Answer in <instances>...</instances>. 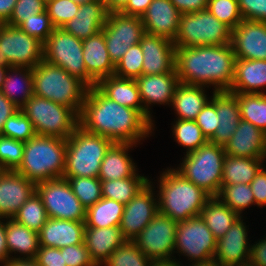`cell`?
Returning <instances> with one entry per match:
<instances>
[{
  "mask_svg": "<svg viewBox=\"0 0 266 266\" xmlns=\"http://www.w3.org/2000/svg\"><path fill=\"white\" fill-rule=\"evenodd\" d=\"M139 110L121 106L96 86L89 87L79 115V126L114 143L137 144L154 129Z\"/></svg>",
  "mask_w": 266,
  "mask_h": 266,
  "instance_id": "1",
  "label": "cell"
},
{
  "mask_svg": "<svg viewBox=\"0 0 266 266\" xmlns=\"http://www.w3.org/2000/svg\"><path fill=\"white\" fill-rule=\"evenodd\" d=\"M235 54L231 44L175 47L179 83L229 91L234 79ZM208 85V86H206Z\"/></svg>",
  "mask_w": 266,
  "mask_h": 266,
  "instance_id": "2",
  "label": "cell"
},
{
  "mask_svg": "<svg viewBox=\"0 0 266 266\" xmlns=\"http://www.w3.org/2000/svg\"><path fill=\"white\" fill-rule=\"evenodd\" d=\"M158 211L174 221H185L199 216L211 196L190 180L185 179L174 168L161 174Z\"/></svg>",
  "mask_w": 266,
  "mask_h": 266,
  "instance_id": "3",
  "label": "cell"
},
{
  "mask_svg": "<svg viewBox=\"0 0 266 266\" xmlns=\"http://www.w3.org/2000/svg\"><path fill=\"white\" fill-rule=\"evenodd\" d=\"M66 149V139L35 135L24 142L23 159L15 171L35 184L62 178Z\"/></svg>",
  "mask_w": 266,
  "mask_h": 266,
  "instance_id": "4",
  "label": "cell"
},
{
  "mask_svg": "<svg viewBox=\"0 0 266 266\" xmlns=\"http://www.w3.org/2000/svg\"><path fill=\"white\" fill-rule=\"evenodd\" d=\"M88 86L62 67L42 60L33 68L34 95L67 106L80 115Z\"/></svg>",
  "mask_w": 266,
  "mask_h": 266,
  "instance_id": "5",
  "label": "cell"
},
{
  "mask_svg": "<svg viewBox=\"0 0 266 266\" xmlns=\"http://www.w3.org/2000/svg\"><path fill=\"white\" fill-rule=\"evenodd\" d=\"M66 143L63 177H98L102 160L114 142L78 126Z\"/></svg>",
  "mask_w": 266,
  "mask_h": 266,
  "instance_id": "6",
  "label": "cell"
},
{
  "mask_svg": "<svg viewBox=\"0 0 266 266\" xmlns=\"http://www.w3.org/2000/svg\"><path fill=\"white\" fill-rule=\"evenodd\" d=\"M225 156L224 146L207 141L197 150L187 153L181 166L175 170L211 197H216L222 186Z\"/></svg>",
  "mask_w": 266,
  "mask_h": 266,
  "instance_id": "7",
  "label": "cell"
},
{
  "mask_svg": "<svg viewBox=\"0 0 266 266\" xmlns=\"http://www.w3.org/2000/svg\"><path fill=\"white\" fill-rule=\"evenodd\" d=\"M36 135L68 139L79 126V115L71 108L33 95L21 108Z\"/></svg>",
  "mask_w": 266,
  "mask_h": 266,
  "instance_id": "8",
  "label": "cell"
},
{
  "mask_svg": "<svg viewBox=\"0 0 266 266\" xmlns=\"http://www.w3.org/2000/svg\"><path fill=\"white\" fill-rule=\"evenodd\" d=\"M175 47L226 45L232 43V29L220 22L207 9L181 14Z\"/></svg>",
  "mask_w": 266,
  "mask_h": 266,
  "instance_id": "9",
  "label": "cell"
},
{
  "mask_svg": "<svg viewBox=\"0 0 266 266\" xmlns=\"http://www.w3.org/2000/svg\"><path fill=\"white\" fill-rule=\"evenodd\" d=\"M43 46L44 61L62 67L88 87L96 86L97 82L86 71L82 40L62 28H55Z\"/></svg>",
  "mask_w": 266,
  "mask_h": 266,
  "instance_id": "10",
  "label": "cell"
},
{
  "mask_svg": "<svg viewBox=\"0 0 266 266\" xmlns=\"http://www.w3.org/2000/svg\"><path fill=\"white\" fill-rule=\"evenodd\" d=\"M43 42L19 27L0 23V66L34 68L43 60Z\"/></svg>",
  "mask_w": 266,
  "mask_h": 266,
  "instance_id": "11",
  "label": "cell"
},
{
  "mask_svg": "<svg viewBox=\"0 0 266 266\" xmlns=\"http://www.w3.org/2000/svg\"><path fill=\"white\" fill-rule=\"evenodd\" d=\"M49 218L85 222L86 208L73 193L67 179L56 178L36 184Z\"/></svg>",
  "mask_w": 266,
  "mask_h": 266,
  "instance_id": "12",
  "label": "cell"
},
{
  "mask_svg": "<svg viewBox=\"0 0 266 266\" xmlns=\"http://www.w3.org/2000/svg\"><path fill=\"white\" fill-rule=\"evenodd\" d=\"M217 239L199 216L179 221L175 232V250L188 257L190 262H206L213 259Z\"/></svg>",
  "mask_w": 266,
  "mask_h": 266,
  "instance_id": "13",
  "label": "cell"
},
{
  "mask_svg": "<svg viewBox=\"0 0 266 266\" xmlns=\"http://www.w3.org/2000/svg\"><path fill=\"white\" fill-rule=\"evenodd\" d=\"M102 31L109 57L115 66L130 47L140 43L145 34L141 17L125 15L120 11L108 13Z\"/></svg>",
  "mask_w": 266,
  "mask_h": 266,
  "instance_id": "14",
  "label": "cell"
},
{
  "mask_svg": "<svg viewBox=\"0 0 266 266\" xmlns=\"http://www.w3.org/2000/svg\"><path fill=\"white\" fill-rule=\"evenodd\" d=\"M177 223L158 211L133 242L152 261L173 260Z\"/></svg>",
  "mask_w": 266,
  "mask_h": 266,
  "instance_id": "15",
  "label": "cell"
},
{
  "mask_svg": "<svg viewBox=\"0 0 266 266\" xmlns=\"http://www.w3.org/2000/svg\"><path fill=\"white\" fill-rule=\"evenodd\" d=\"M151 183L149 181L133 199L124 205L119 228L126 240L133 241L158 213V201L154 197V188Z\"/></svg>",
  "mask_w": 266,
  "mask_h": 266,
  "instance_id": "16",
  "label": "cell"
},
{
  "mask_svg": "<svg viewBox=\"0 0 266 266\" xmlns=\"http://www.w3.org/2000/svg\"><path fill=\"white\" fill-rule=\"evenodd\" d=\"M246 228L240 216L226 234L217 240L213 259L218 266L249 264L251 246L248 244Z\"/></svg>",
  "mask_w": 266,
  "mask_h": 266,
  "instance_id": "17",
  "label": "cell"
},
{
  "mask_svg": "<svg viewBox=\"0 0 266 266\" xmlns=\"http://www.w3.org/2000/svg\"><path fill=\"white\" fill-rule=\"evenodd\" d=\"M36 191V184L13 170H0V219H13Z\"/></svg>",
  "mask_w": 266,
  "mask_h": 266,
  "instance_id": "18",
  "label": "cell"
},
{
  "mask_svg": "<svg viewBox=\"0 0 266 266\" xmlns=\"http://www.w3.org/2000/svg\"><path fill=\"white\" fill-rule=\"evenodd\" d=\"M231 45L236 58L266 60V22L242 20L232 30Z\"/></svg>",
  "mask_w": 266,
  "mask_h": 266,
  "instance_id": "19",
  "label": "cell"
},
{
  "mask_svg": "<svg viewBox=\"0 0 266 266\" xmlns=\"http://www.w3.org/2000/svg\"><path fill=\"white\" fill-rule=\"evenodd\" d=\"M140 46L143 53L142 75L176 72L173 41L145 33Z\"/></svg>",
  "mask_w": 266,
  "mask_h": 266,
  "instance_id": "20",
  "label": "cell"
},
{
  "mask_svg": "<svg viewBox=\"0 0 266 266\" xmlns=\"http://www.w3.org/2000/svg\"><path fill=\"white\" fill-rule=\"evenodd\" d=\"M145 110V117L153 124L149 105L172 104L175 88L179 84L177 72L141 75L135 79Z\"/></svg>",
  "mask_w": 266,
  "mask_h": 266,
  "instance_id": "21",
  "label": "cell"
},
{
  "mask_svg": "<svg viewBox=\"0 0 266 266\" xmlns=\"http://www.w3.org/2000/svg\"><path fill=\"white\" fill-rule=\"evenodd\" d=\"M181 13L170 0H152L141 19L146 34L174 41Z\"/></svg>",
  "mask_w": 266,
  "mask_h": 266,
  "instance_id": "22",
  "label": "cell"
},
{
  "mask_svg": "<svg viewBox=\"0 0 266 266\" xmlns=\"http://www.w3.org/2000/svg\"><path fill=\"white\" fill-rule=\"evenodd\" d=\"M224 150L226 154L235 157L266 158V134L241 119Z\"/></svg>",
  "mask_w": 266,
  "mask_h": 266,
  "instance_id": "23",
  "label": "cell"
},
{
  "mask_svg": "<svg viewBox=\"0 0 266 266\" xmlns=\"http://www.w3.org/2000/svg\"><path fill=\"white\" fill-rule=\"evenodd\" d=\"M85 222L49 218L39 233L40 246L64 248L84 242Z\"/></svg>",
  "mask_w": 266,
  "mask_h": 266,
  "instance_id": "24",
  "label": "cell"
},
{
  "mask_svg": "<svg viewBox=\"0 0 266 266\" xmlns=\"http://www.w3.org/2000/svg\"><path fill=\"white\" fill-rule=\"evenodd\" d=\"M108 13L102 0L82 4L75 17L64 24L62 29L85 40L103 29Z\"/></svg>",
  "mask_w": 266,
  "mask_h": 266,
  "instance_id": "25",
  "label": "cell"
},
{
  "mask_svg": "<svg viewBox=\"0 0 266 266\" xmlns=\"http://www.w3.org/2000/svg\"><path fill=\"white\" fill-rule=\"evenodd\" d=\"M216 112L219 126L215 134L208 141L225 146L231 139L241 120L237 93L217 91Z\"/></svg>",
  "mask_w": 266,
  "mask_h": 266,
  "instance_id": "26",
  "label": "cell"
},
{
  "mask_svg": "<svg viewBox=\"0 0 266 266\" xmlns=\"http://www.w3.org/2000/svg\"><path fill=\"white\" fill-rule=\"evenodd\" d=\"M82 47L86 71L96 82L102 78L114 75L115 65L109 57L102 30L82 40Z\"/></svg>",
  "mask_w": 266,
  "mask_h": 266,
  "instance_id": "27",
  "label": "cell"
},
{
  "mask_svg": "<svg viewBox=\"0 0 266 266\" xmlns=\"http://www.w3.org/2000/svg\"><path fill=\"white\" fill-rule=\"evenodd\" d=\"M125 241L119 226L85 228L84 244L96 266L102 265Z\"/></svg>",
  "mask_w": 266,
  "mask_h": 266,
  "instance_id": "28",
  "label": "cell"
},
{
  "mask_svg": "<svg viewBox=\"0 0 266 266\" xmlns=\"http://www.w3.org/2000/svg\"><path fill=\"white\" fill-rule=\"evenodd\" d=\"M266 86V60H235L234 79L231 93H264L259 91Z\"/></svg>",
  "mask_w": 266,
  "mask_h": 266,
  "instance_id": "29",
  "label": "cell"
},
{
  "mask_svg": "<svg viewBox=\"0 0 266 266\" xmlns=\"http://www.w3.org/2000/svg\"><path fill=\"white\" fill-rule=\"evenodd\" d=\"M135 144L131 143H113L107 150L102 160L100 180H115L129 177H139L137 168L132 158L128 156V149L133 148Z\"/></svg>",
  "mask_w": 266,
  "mask_h": 266,
  "instance_id": "30",
  "label": "cell"
},
{
  "mask_svg": "<svg viewBox=\"0 0 266 266\" xmlns=\"http://www.w3.org/2000/svg\"><path fill=\"white\" fill-rule=\"evenodd\" d=\"M96 87L109 99L121 106L139 110L145 116L139 88L135 79L121 78L116 75L102 78Z\"/></svg>",
  "mask_w": 266,
  "mask_h": 266,
  "instance_id": "31",
  "label": "cell"
},
{
  "mask_svg": "<svg viewBox=\"0 0 266 266\" xmlns=\"http://www.w3.org/2000/svg\"><path fill=\"white\" fill-rule=\"evenodd\" d=\"M204 86L179 83L175 88L172 106L178 118L195 120L202 108L210 101L204 91Z\"/></svg>",
  "mask_w": 266,
  "mask_h": 266,
  "instance_id": "32",
  "label": "cell"
},
{
  "mask_svg": "<svg viewBox=\"0 0 266 266\" xmlns=\"http://www.w3.org/2000/svg\"><path fill=\"white\" fill-rule=\"evenodd\" d=\"M18 90H20L22 94L20 98L17 96V93L19 92ZM0 92L4 94L16 107L21 109L34 95L33 68L25 66L8 67Z\"/></svg>",
  "mask_w": 266,
  "mask_h": 266,
  "instance_id": "33",
  "label": "cell"
},
{
  "mask_svg": "<svg viewBox=\"0 0 266 266\" xmlns=\"http://www.w3.org/2000/svg\"><path fill=\"white\" fill-rule=\"evenodd\" d=\"M6 221V243L9 256L12 252H19L21 255L24 254V257L19 256V259H35L40 248L39 233L17 223L14 219Z\"/></svg>",
  "mask_w": 266,
  "mask_h": 266,
  "instance_id": "34",
  "label": "cell"
},
{
  "mask_svg": "<svg viewBox=\"0 0 266 266\" xmlns=\"http://www.w3.org/2000/svg\"><path fill=\"white\" fill-rule=\"evenodd\" d=\"M265 158L235 157L226 154L223 162L222 186L224 184H250L264 166Z\"/></svg>",
  "mask_w": 266,
  "mask_h": 266,
  "instance_id": "35",
  "label": "cell"
},
{
  "mask_svg": "<svg viewBox=\"0 0 266 266\" xmlns=\"http://www.w3.org/2000/svg\"><path fill=\"white\" fill-rule=\"evenodd\" d=\"M200 216L217 240L224 236L240 217L217 197H211L206 202Z\"/></svg>",
  "mask_w": 266,
  "mask_h": 266,
  "instance_id": "36",
  "label": "cell"
},
{
  "mask_svg": "<svg viewBox=\"0 0 266 266\" xmlns=\"http://www.w3.org/2000/svg\"><path fill=\"white\" fill-rule=\"evenodd\" d=\"M124 205L118 201L101 198L93 206L86 209V228H106L119 226Z\"/></svg>",
  "mask_w": 266,
  "mask_h": 266,
  "instance_id": "37",
  "label": "cell"
},
{
  "mask_svg": "<svg viewBox=\"0 0 266 266\" xmlns=\"http://www.w3.org/2000/svg\"><path fill=\"white\" fill-rule=\"evenodd\" d=\"M148 183L149 179L142 175L124 179L101 180L102 197L126 205Z\"/></svg>",
  "mask_w": 266,
  "mask_h": 266,
  "instance_id": "38",
  "label": "cell"
},
{
  "mask_svg": "<svg viewBox=\"0 0 266 266\" xmlns=\"http://www.w3.org/2000/svg\"><path fill=\"white\" fill-rule=\"evenodd\" d=\"M241 119L266 134V93H237Z\"/></svg>",
  "mask_w": 266,
  "mask_h": 266,
  "instance_id": "39",
  "label": "cell"
},
{
  "mask_svg": "<svg viewBox=\"0 0 266 266\" xmlns=\"http://www.w3.org/2000/svg\"><path fill=\"white\" fill-rule=\"evenodd\" d=\"M13 219L36 232H39L42 226L49 219L46 209L40 196L35 191L32 196L21 206Z\"/></svg>",
  "mask_w": 266,
  "mask_h": 266,
  "instance_id": "40",
  "label": "cell"
},
{
  "mask_svg": "<svg viewBox=\"0 0 266 266\" xmlns=\"http://www.w3.org/2000/svg\"><path fill=\"white\" fill-rule=\"evenodd\" d=\"M216 197L239 216L244 209L255 205L250 184H224Z\"/></svg>",
  "mask_w": 266,
  "mask_h": 266,
  "instance_id": "41",
  "label": "cell"
},
{
  "mask_svg": "<svg viewBox=\"0 0 266 266\" xmlns=\"http://www.w3.org/2000/svg\"><path fill=\"white\" fill-rule=\"evenodd\" d=\"M73 193L87 209L102 198V184L98 177H63Z\"/></svg>",
  "mask_w": 266,
  "mask_h": 266,
  "instance_id": "42",
  "label": "cell"
},
{
  "mask_svg": "<svg viewBox=\"0 0 266 266\" xmlns=\"http://www.w3.org/2000/svg\"><path fill=\"white\" fill-rule=\"evenodd\" d=\"M174 124V138L179 145L187 148L186 154L197 150L208 141L195 120L177 119Z\"/></svg>",
  "mask_w": 266,
  "mask_h": 266,
  "instance_id": "43",
  "label": "cell"
},
{
  "mask_svg": "<svg viewBox=\"0 0 266 266\" xmlns=\"http://www.w3.org/2000/svg\"><path fill=\"white\" fill-rule=\"evenodd\" d=\"M152 260L145 256L133 241L126 240L102 266H149Z\"/></svg>",
  "mask_w": 266,
  "mask_h": 266,
  "instance_id": "44",
  "label": "cell"
},
{
  "mask_svg": "<svg viewBox=\"0 0 266 266\" xmlns=\"http://www.w3.org/2000/svg\"><path fill=\"white\" fill-rule=\"evenodd\" d=\"M143 53L140 43L130 47L115 66L114 75L136 79L142 75Z\"/></svg>",
  "mask_w": 266,
  "mask_h": 266,
  "instance_id": "45",
  "label": "cell"
},
{
  "mask_svg": "<svg viewBox=\"0 0 266 266\" xmlns=\"http://www.w3.org/2000/svg\"><path fill=\"white\" fill-rule=\"evenodd\" d=\"M207 10L232 30L243 20L238 0H208Z\"/></svg>",
  "mask_w": 266,
  "mask_h": 266,
  "instance_id": "46",
  "label": "cell"
},
{
  "mask_svg": "<svg viewBox=\"0 0 266 266\" xmlns=\"http://www.w3.org/2000/svg\"><path fill=\"white\" fill-rule=\"evenodd\" d=\"M0 135L26 142L36 135L32 122L19 109L8 118Z\"/></svg>",
  "mask_w": 266,
  "mask_h": 266,
  "instance_id": "47",
  "label": "cell"
},
{
  "mask_svg": "<svg viewBox=\"0 0 266 266\" xmlns=\"http://www.w3.org/2000/svg\"><path fill=\"white\" fill-rule=\"evenodd\" d=\"M24 142L0 135V170L15 171L22 162Z\"/></svg>",
  "mask_w": 266,
  "mask_h": 266,
  "instance_id": "48",
  "label": "cell"
},
{
  "mask_svg": "<svg viewBox=\"0 0 266 266\" xmlns=\"http://www.w3.org/2000/svg\"><path fill=\"white\" fill-rule=\"evenodd\" d=\"M79 8L80 5L72 0H51L46 3V12L55 28H62L72 20Z\"/></svg>",
  "mask_w": 266,
  "mask_h": 266,
  "instance_id": "49",
  "label": "cell"
},
{
  "mask_svg": "<svg viewBox=\"0 0 266 266\" xmlns=\"http://www.w3.org/2000/svg\"><path fill=\"white\" fill-rule=\"evenodd\" d=\"M18 27L43 43L55 29L46 11L32 15V17L27 18Z\"/></svg>",
  "mask_w": 266,
  "mask_h": 266,
  "instance_id": "50",
  "label": "cell"
},
{
  "mask_svg": "<svg viewBox=\"0 0 266 266\" xmlns=\"http://www.w3.org/2000/svg\"><path fill=\"white\" fill-rule=\"evenodd\" d=\"M43 11H46V3L43 0H17L10 18L5 23L18 27L27 18Z\"/></svg>",
  "mask_w": 266,
  "mask_h": 266,
  "instance_id": "51",
  "label": "cell"
},
{
  "mask_svg": "<svg viewBox=\"0 0 266 266\" xmlns=\"http://www.w3.org/2000/svg\"><path fill=\"white\" fill-rule=\"evenodd\" d=\"M200 111L195 119L197 125L201 128L202 134L209 140L219 126L216 112V92L213 90V96Z\"/></svg>",
  "mask_w": 266,
  "mask_h": 266,
  "instance_id": "52",
  "label": "cell"
},
{
  "mask_svg": "<svg viewBox=\"0 0 266 266\" xmlns=\"http://www.w3.org/2000/svg\"><path fill=\"white\" fill-rule=\"evenodd\" d=\"M60 250L66 266H96L91 260L84 242L77 245H68Z\"/></svg>",
  "mask_w": 266,
  "mask_h": 266,
  "instance_id": "53",
  "label": "cell"
},
{
  "mask_svg": "<svg viewBox=\"0 0 266 266\" xmlns=\"http://www.w3.org/2000/svg\"><path fill=\"white\" fill-rule=\"evenodd\" d=\"M243 20L266 22V0H238Z\"/></svg>",
  "mask_w": 266,
  "mask_h": 266,
  "instance_id": "54",
  "label": "cell"
},
{
  "mask_svg": "<svg viewBox=\"0 0 266 266\" xmlns=\"http://www.w3.org/2000/svg\"><path fill=\"white\" fill-rule=\"evenodd\" d=\"M35 260L39 266H66L60 248L40 246Z\"/></svg>",
  "mask_w": 266,
  "mask_h": 266,
  "instance_id": "55",
  "label": "cell"
},
{
  "mask_svg": "<svg viewBox=\"0 0 266 266\" xmlns=\"http://www.w3.org/2000/svg\"><path fill=\"white\" fill-rule=\"evenodd\" d=\"M255 204L266 205V169L262 167L250 183Z\"/></svg>",
  "mask_w": 266,
  "mask_h": 266,
  "instance_id": "56",
  "label": "cell"
},
{
  "mask_svg": "<svg viewBox=\"0 0 266 266\" xmlns=\"http://www.w3.org/2000/svg\"><path fill=\"white\" fill-rule=\"evenodd\" d=\"M181 14L194 13L207 9L208 0H170Z\"/></svg>",
  "mask_w": 266,
  "mask_h": 266,
  "instance_id": "57",
  "label": "cell"
},
{
  "mask_svg": "<svg viewBox=\"0 0 266 266\" xmlns=\"http://www.w3.org/2000/svg\"><path fill=\"white\" fill-rule=\"evenodd\" d=\"M249 264L252 266H266V237L251 245Z\"/></svg>",
  "mask_w": 266,
  "mask_h": 266,
  "instance_id": "58",
  "label": "cell"
},
{
  "mask_svg": "<svg viewBox=\"0 0 266 266\" xmlns=\"http://www.w3.org/2000/svg\"><path fill=\"white\" fill-rule=\"evenodd\" d=\"M151 3L152 0H128L120 12L125 15L142 17Z\"/></svg>",
  "mask_w": 266,
  "mask_h": 266,
  "instance_id": "59",
  "label": "cell"
},
{
  "mask_svg": "<svg viewBox=\"0 0 266 266\" xmlns=\"http://www.w3.org/2000/svg\"><path fill=\"white\" fill-rule=\"evenodd\" d=\"M18 110L19 108L0 92V133L2 132L4 123Z\"/></svg>",
  "mask_w": 266,
  "mask_h": 266,
  "instance_id": "60",
  "label": "cell"
},
{
  "mask_svg": "<svg viewBox=\"0 0 266 266\" xmlns=\"http://www.w3.org/2000/svg\"><path fill=\"white\" fill-rule=\"evenodd\" d=\"M0 220V263L5 264L12 257L9 256V250L6 243L5 223Z\"/></svg>",
  "mask_w": 266,
  "mask_h": 266,
  "instance_id": "61",
  "label": "cell"
},
{
  "mask_svg": "<svg viewBox=\"0 0 266 266\" xmlns=\"http://www.w3.org/2000/svg\"><path fill=\"white\" fill-rule=\"evenodd\" d=\"M17 0H0V23H5L11 16Z\"/></svg>",
  "mask_w": 266,
  "mask_h": 266,
  "instance_id": "62",
  "label": "cell"
},
{
  "mask_svg": "<svg viewBox=\"0 0 266 266\" xmlns=\"http://www.w3.org/2000/svg\"><path fill=\"white\" fill-rule=\"evenodd\" d=\"M3 266H39L35 259H19L13 257L9 259Z\"/></svg>",
  "mask_w": 266,
  "mask_h": 266,
  "instance_id": "63",
  "label": "cell"
},
{
  "mask_svg": "<svg viewBox=\"0 0 266 266\" xmlns=\"http://www.w3.org/2000/svg\"><path fill=\"white\" fill-rule=\"evenodd\" d=\"M128 0H102L104 6L109 12L120 11Z\"/></svg>",
  "mask_w": 266,
  "mask_h": 266,
  "instance_id": "64",
  "label": "cell"
},
{
  "mask_svg": "<svg viewBox=\"0 0 266 266\" xmlns=\"http://www.w3.org/2000/svg\"><path fill=\"white\" fill-rule=\"evenodd\" d=\"M176 259L174 258L173 260H160V261H152L149 266H182L180 265L181 263L175 261Z\"/></svg>",
  "mask_w": 266,
  "mask_h": 266,
  "instance_id": "65",
  "label": "cell"
},
{
  "mask_svg": "<svg viewBox=\"0 0 266 266\" xmlns=\"http://www.w3.org/2000/svg\"><path fill=\"white\" fill-rule=\"evenodd\" d=\"M191 264L192 265L190 266H218L216 262L214 261V259H211L206 262H196V263L192 262Z\"/></svg>",
  "mask_w": 266,
  "mask_h": 266,
  "instance_id": "66",
  "label": "cell"
},
{
  "mask_svg": "<svg viewBox=\"0 0 266 266\" xmlns=\"http://www.w3.org/2000/svg\"><path fill=\"white\" fill-rule=\"evenodd\" d=\"M7 67L0 66V89L4 83Z\"/></svg>",
  "mask_w": 266,
  "mask_h": 266,
  "instance_id": "67",
  "label": "cell"
},
{
  "mask_svg": "<svg viewBox=\"0 0 266 266\" xmlns=\"http://www.w3.org/2000/svg\"><path fill=\"white\" fill-rule=\"evenodd\" d=\"M73 2L79 4V5H82V4H85V3H88V2H92V1H98V0H72Z\"/></svg>",
  "mask_w": 266,
  "mask_h": 266,
  "instance_id": "68",
  "label": "cell"
}]
</instances>
